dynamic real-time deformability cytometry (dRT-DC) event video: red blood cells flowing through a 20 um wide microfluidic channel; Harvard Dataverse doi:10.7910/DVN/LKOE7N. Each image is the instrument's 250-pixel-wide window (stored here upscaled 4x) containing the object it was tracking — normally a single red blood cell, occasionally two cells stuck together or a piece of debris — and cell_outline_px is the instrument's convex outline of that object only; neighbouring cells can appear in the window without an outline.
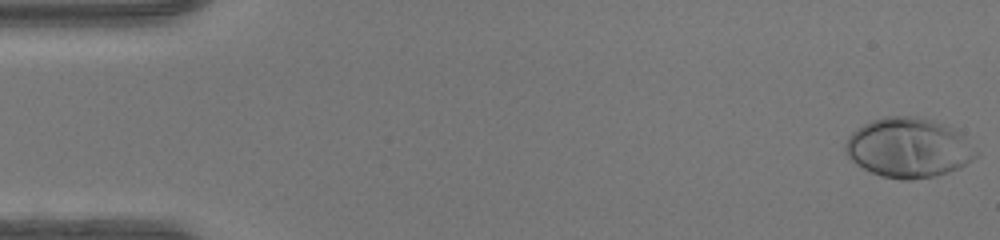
{"species": "human", "species_latin": "Homo sapiens", "temperature_condition": "warm", "stored_images_in_passage": 47, "camera_frame_rate_fps": 3000, "um_per_image_px": 0.085, "donor": {"sex": "female"}, "frame": {"image": 1, "passage_image": 1, "time_ms": 0.0, "image_size_px": [1000, 240], "cell_outline_px": [[980, 156], [960, 168], [948, 172], [932, 176], [912, 180], [900, 180], [880, 176], [856, 164], [844, 152], [844, 144], [848, 136], [856, 128], [872, 120], [884, 116], [916, 116], [948, 124], [980, 152]], "centroid_in_image_um": [77.22, 12.56], "position_along_channel_um": 7.8, "area_um2": 45.78}}
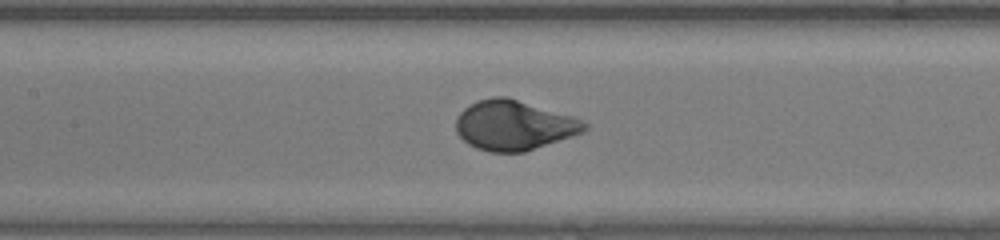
{"frame": {"image": 2, "passage_image": 22, "time_ms": 7.0, "image_size_px": [1000, 240], "cell_outline_px": [[588, 128], [584, 132], [524, 152], [488, 152], [476, 148], [468, 144], [456, 132], [456, 116], [468, 104], [492, 96], [508, 96], [576, 116], [584, 120], [588, 124]], "centroid_in_image_um": [43.71, 10.63], "position_along_channel_um": 163.7, "area_um2": 37.86}}
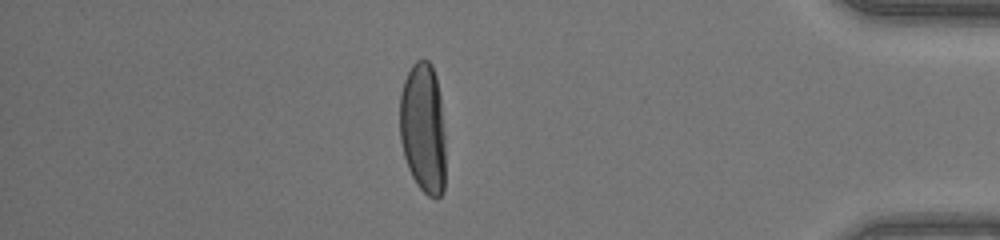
{"frame": {"image": 3, "passage_image": 41, "time_ms": 13.333, "image_size_px": [1000, 240], "cell_outline_px": [[444, 192], [436, 200], [428, 196], [416, 184], [408, 168], [404, 156], [400, 140], [400, 92], [404, 80], [412, 64], [416, 60], [428, 60], [432, 64], [436, 76], [440, 96], [444, 136]], "centroid_in_image_um": [35.95, 10.91], "position_along_channel_um": 399.2, "area_um2": 35.08}, "authors_computed_cell_mechanics": {"area_um2": 37.281, "velocity_mm_per_s": 4.365, "shape_relaxation_time_tau1_ms": 2.3361, "shape_relaxation_time_tau2_ms": null, "deformation_change_tau1": 0.2081, "deformation_change_tau2": null}}